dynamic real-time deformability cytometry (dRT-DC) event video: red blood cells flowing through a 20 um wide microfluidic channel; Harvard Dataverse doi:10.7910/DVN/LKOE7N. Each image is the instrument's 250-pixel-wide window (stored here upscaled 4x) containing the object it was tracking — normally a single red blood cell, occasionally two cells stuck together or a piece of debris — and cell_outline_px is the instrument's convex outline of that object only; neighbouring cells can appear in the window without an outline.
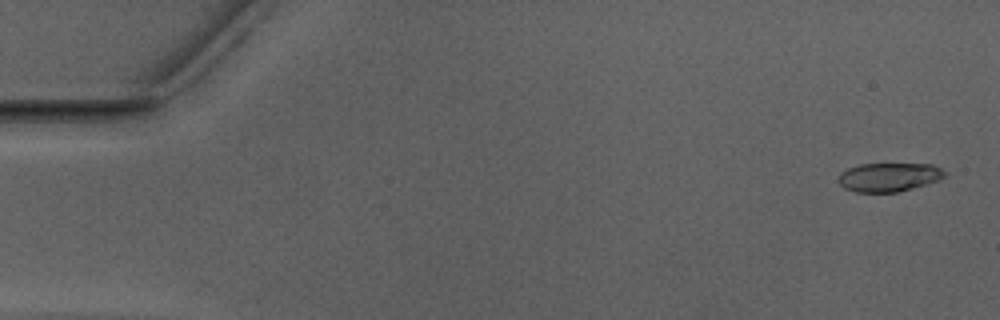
{"species": "Egyptian fruit bat (a non-hibernating species)", "species_latin": "Rousettus aegyptiacus", "temperature_condition": "warm", "stored_images_in_passage": 52, "camera_frame_rate_fps": 3000, "um_per_image_px": 0.085, "animal": {"sex": "male"}, "frame": {"image": 1, "passage_image": 2, "time_ms": 0.333, "image_size_px": [1000, 320], "cell_outline_px": [[948, 176], [940, 180], [912, 188], [896, 192], [856, 192], [844, 188], [840, 184], [840, 172], [848, 168], [860, 164], [932, 164], [948, 172]], "centroid_in_image_um": [75.61, 15.05], "position_along_channel_um": 9.4, "area_um2": 17.86}}
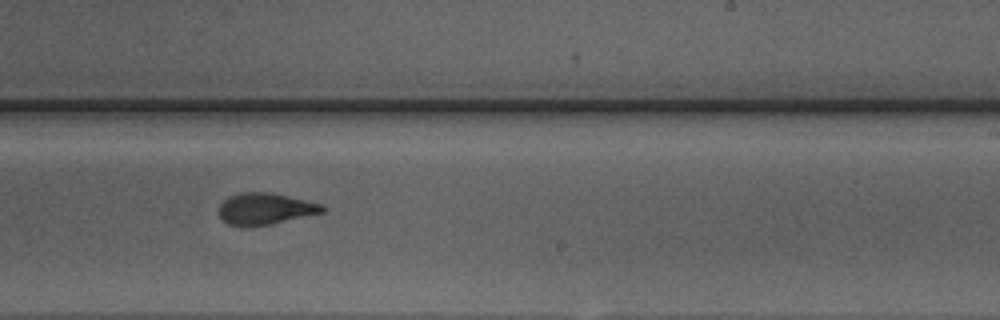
{"frame": {"image": 2, "passage_image": 32, "time_ms": 10.333, "image_size_px": [1000, 320], "cell_outline_px": [[324, 212], [272, 224], [228, 224], [220, 216], [220, 204], [228, 196], [244, 192], [268, 192], [304, 200], [320, 204], [324, 208]], "centroid_in_image_um": [22.55, 17.72], "position_along_channel_um": 266.5, "area_um2": 18.26}}
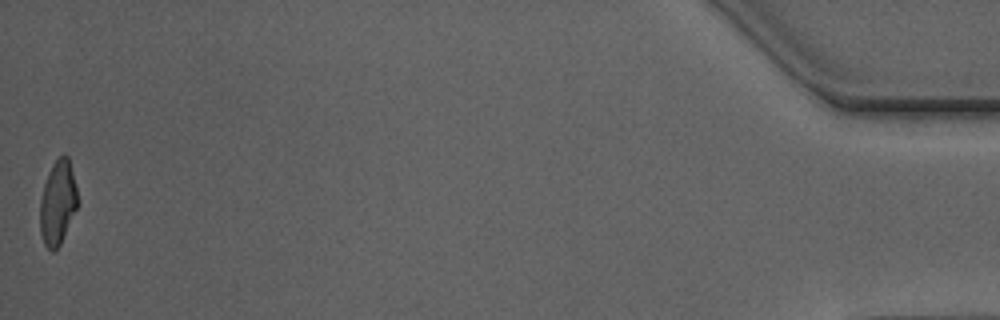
{"frame": {"image": 3, "passage_image": 52, "time_ms": 17.0, "image_size_px": [1000, 320], "cell_outline_px": [[80, 200], [60, 244], [52, 252], [44, 244], [40, 232], [40, 200], [44, 184], [52, 164], [64, 152], [68, 156]], "centroid_in_image_um": [4.92, 17.2], "position_along_channel_um": 430.3, "area_um2": 18.44}, "authors_computed_cell_mechanics": {"area_um2": 19.074, "velocity_mm_per_s": 3.9682, "shape_relaxation_time_tau1_ms": 6.8952, "shape_relaxation_time_tau2_ms": 1.2666, "deformation_change_tau1": 0.2689, "deformation_change_tau2": 0.0822}}